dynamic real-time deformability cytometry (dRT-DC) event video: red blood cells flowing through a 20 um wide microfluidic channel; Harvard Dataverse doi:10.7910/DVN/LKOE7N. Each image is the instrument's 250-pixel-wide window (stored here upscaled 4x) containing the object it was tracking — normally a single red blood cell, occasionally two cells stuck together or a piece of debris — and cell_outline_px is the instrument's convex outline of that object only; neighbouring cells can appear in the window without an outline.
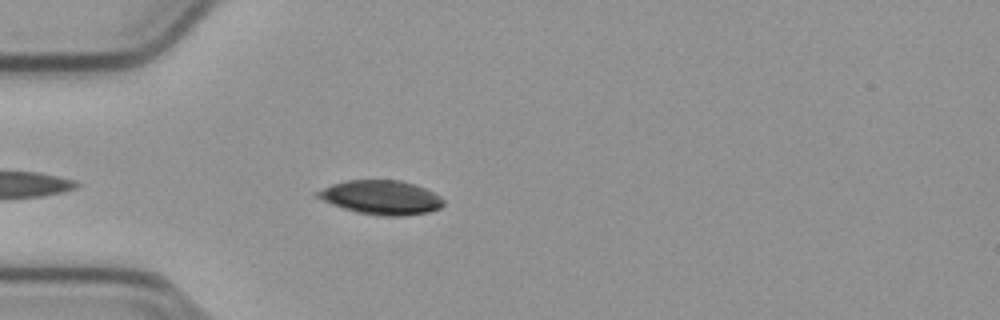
{"species": "common noctule bat (a hibernating species)", "species_latin": "Nyctalus noctula", "temperature_condition": "cold", "stored_images_in_passage": 36, "camera_frame_rate_fps": 3000, "um_per_image_px": 0.085, "animal": {"sex": "male", "body_mass_g": 23.1, "forearm_length_mm": 52.7}, "frame": {"image": 1, "passage_image": 4, "time_ms": 1.0, "image_size_px": [1000, 320], "cell_outline_px": [[444, 204], [440, 208], [428, 212], [404, 216], [380, 216], [356, 212], [332, 204], [316, 196], [312, 192], [332, 184], [348, 180], [400, 180], [424, 188], [440, 196], [444, 200]], "centroid_in_image_um": [32.38, 16.78], "position_along_channel_um": 52.6, "area_um2": 24.97}}
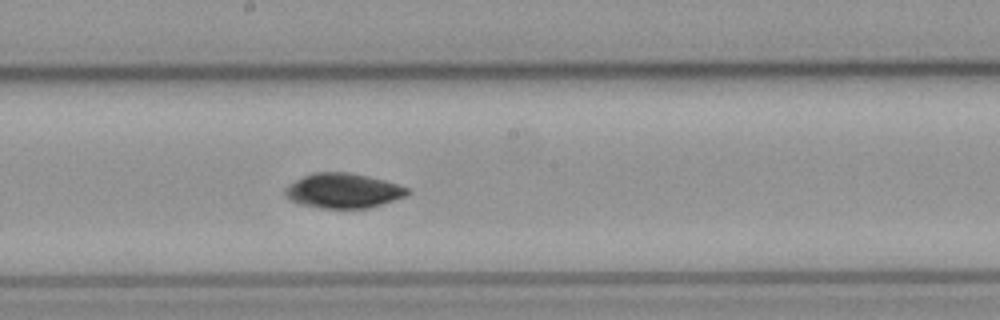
{"frame": {"image": 2, "passage_image": 18, "time_ms": 5.667, "image_size_px": [1000, 320], "cell_outline_px": [[412, 192], [408, 196], [368, 208], [320, 208], [300, 204], [288, 200], [284, 196], [284, 188], [288, 184], [312, 172], [348, 172], [368, 176], [384, 180], [408, 188]], "centroid_in_image_um": [29.15, 16.21], "position_along_channel_um": 219.1, "area_um2": 25.03}}
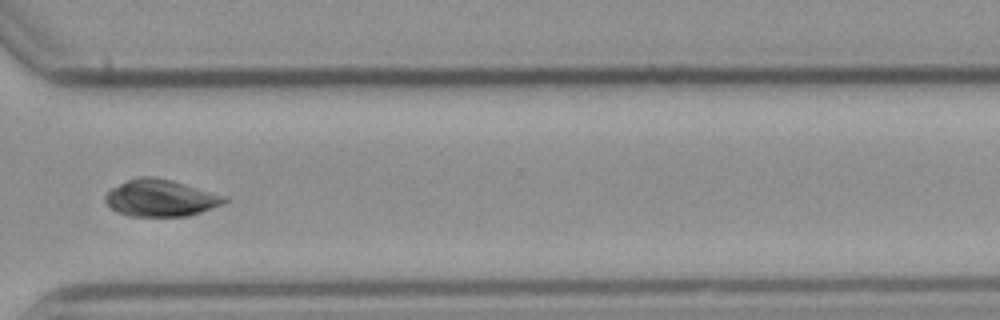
{"frame": {"image": 3, "passage_image": 29, "time_ms": 9.333, "image_size_px": [1000, 320], "cell_outline_px": [[228, 200], [224, 204], [188, 216], [128, 216], [116, 212], [104, 200], [104, 196], [112, 188], [128, 180], [140, 176], [156, 176], [172, 180], [228, 196]], "centroid_in_image_um": [13.68, 16.83], "position_along_channel_um": 356.9, "area_um2": 25.72}, "authors_computed_cell_mechanics": {"area_um2": 25.143, "velocity_mm_per_s": 3.7742, "shape_relaxation_time_tau1_ms": 5.6601, "shape_relaxation_time_tau2_ms": 10.6967, "deformation_change_tau1": 0.0982, "deformation_change_tau2": 0.1002}}